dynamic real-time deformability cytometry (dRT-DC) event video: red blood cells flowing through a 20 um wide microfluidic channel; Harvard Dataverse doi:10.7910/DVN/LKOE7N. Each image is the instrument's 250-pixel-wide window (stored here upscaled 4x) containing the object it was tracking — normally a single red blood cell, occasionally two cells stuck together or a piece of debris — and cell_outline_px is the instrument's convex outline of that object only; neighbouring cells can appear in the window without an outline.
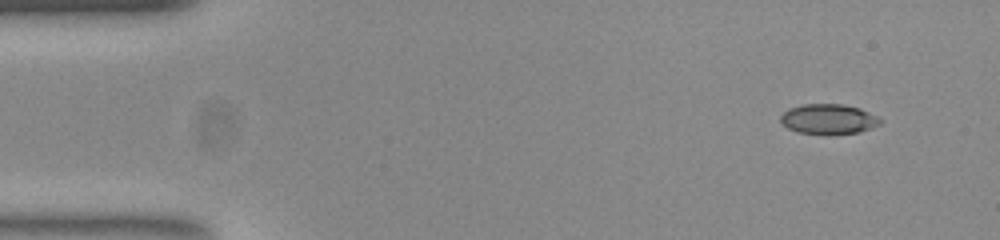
{"species": "common noctule bat (a hibernating species)", "species_latin": "Nyctalus noctula", "temperature_condition": "room temperature", "stored_images_in_passage": 50, "camera_frame_rate_fps": 3000, "um_per_image_px": 0.085, "animal": {"sex": "female", "body_mass_g": 23.0, "forearm_length_mm": 53.4}, "frame": {"image": 1, "passage_image": 1, "time_ms": 0.0, "image_size_px": [1000, 240], "cell_outline_px": [[880, 124], [872, 128], [860, 132], [828, 136], [796, 132], [788, 128], [780, 120], [780, 116], [788, 108], [804, 104], [844, 104], [860, 108], [876, 116], [880, 120]], "centroid_in_image_um": [70.41, 10.15], "position_along_channel_um": 14.6, "area_um2": 17.8}}
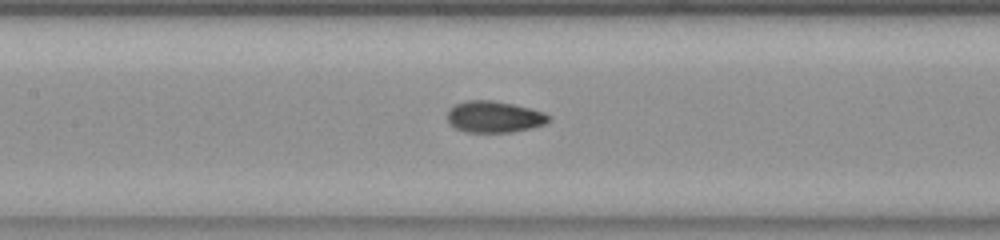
{"frame": {"image": 2, "passage_image": 21, "time_ms": 6.667, "image_size_px": [1000, 240], "cell_outline_px": [[552, 120], [544, 124], [532, 128], [512, 132], [468, 132], [456, 128], [448, 120], [448, 108], [452, 104], [464, 100], [492, 100], [512, 104], [544, 112], [552, 116]], "centroid_in_image_um": [42.02, 9.92], "position_along_channel_um": 165.4, "area_um2": 18.73}}
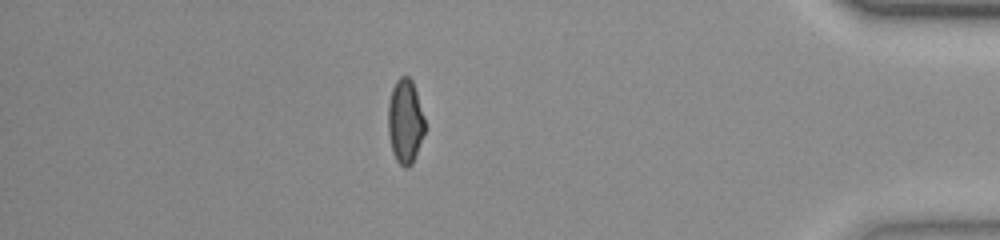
{"frame": {"image": 3, "passage_image": 43, "time_ms": 14.0, "image_size_px": [1000, 240], "cell_outline_px": [[424, 132], [412, 164], [408, 168], [404, 168], [396, 160], [392, 152], [388, 132], [388, 104], [392, 88], [396, 80], [400, 76], [408, 76], [412, 80], [424, 116]], "centroid_in_image_um": [34.42, 10.31], "position_along_channel_um": 400.8, "area_um2": 17.98}, "authors_computed_cell_mechanics": {"area_um2": 18.207, "velocity_mm_per_s": 3.8109, "shape_relaxation_time_tau1_ms": null, "shape_relaxation_time_tau2_ms": 1.4159, "deformation_change_tau1": null, "deformation_change_tau2": 0.0662}}